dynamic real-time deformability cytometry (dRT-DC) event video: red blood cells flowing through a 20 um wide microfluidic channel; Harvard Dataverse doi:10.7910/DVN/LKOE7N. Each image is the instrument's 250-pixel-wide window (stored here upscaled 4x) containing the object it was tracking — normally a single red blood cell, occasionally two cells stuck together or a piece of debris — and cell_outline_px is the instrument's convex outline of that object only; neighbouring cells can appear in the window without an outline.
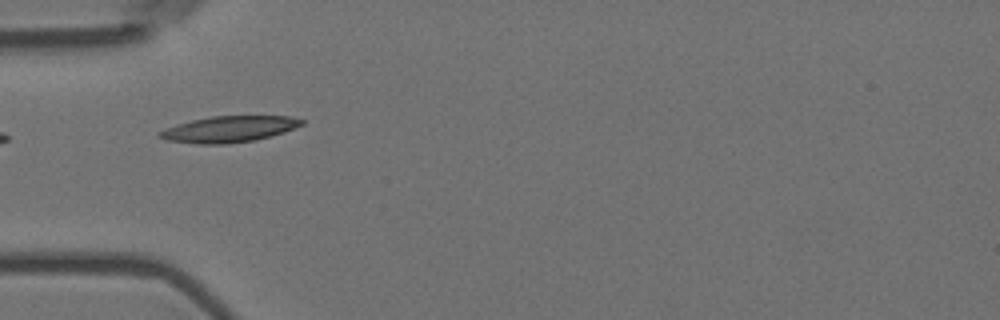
{"species": "Egyptian fruit bat (a non-hibernating species)", "species_latin": "Rousettus aegyptiacus", "temperature_condition": "room temperature", "stored_images_in_passage": 11, "camera_frame_rate_fps": 3000, "um_per_image_px": 0.085, "animal": {"sex": "female"}, "frame": {"image": 1, "passage_image": 5, "time_ms": 1.333, "image_size_px": [1000, 320], "cell_outline_px": [[304, 124], [296, 128], [284, 132], [256, 140], [224, 144], [200, 144], [168, 140], [156, 136], [156, 132], [164, 128], [176, 124], [192, 120], [212, 116], [292, 116], [304, 120]], "centroid_in_image_um": [19.46, 10.97], "position_along_channel_um": 65.5, "area_um2": 21.79}}
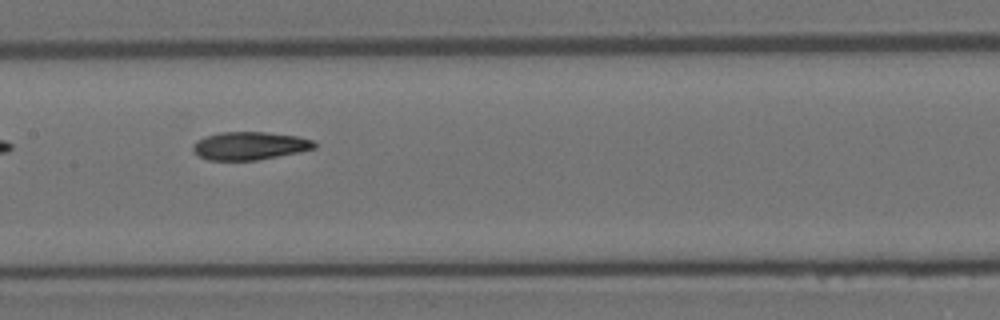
{"frame": {"image": 2, "passage_image": 8, "time_ms": 2.333, "image_size_px": [1000, 320], "cell_outline_px": [[316, 148], [300, 152], [256, 160], [208, 160], [200, 156], [192, 148], [192, 144], [196, 140], [204, 136], [220, 132], [264, 132], [296, 136], [312, 140], [316, 144]], "centroid_in_image_um": [21.2, 12.39], "position_along_channel_um": 186.2, "area_um2": 19.77}}
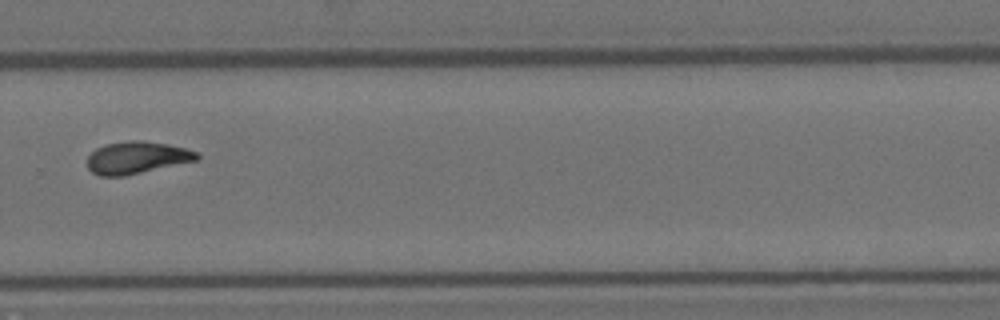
{"frame": {"image": 3, "passage_image": 11, "time_ms": 3.333, "image_size_px": [1000, 320], "cell_outline_px": [[200, 156], [196, 160], [124, 176], [100, 176], [92, 172], [88, 168], [88, 156], [96, 148], [104, 144], [128, 140], [144, 140], [168, 144], [184, 148], [196, 152]], "centroid_in_image_um": [11.59, 13.38], "position_along_channel_um": 318.2, "area_um2": 20.46}}